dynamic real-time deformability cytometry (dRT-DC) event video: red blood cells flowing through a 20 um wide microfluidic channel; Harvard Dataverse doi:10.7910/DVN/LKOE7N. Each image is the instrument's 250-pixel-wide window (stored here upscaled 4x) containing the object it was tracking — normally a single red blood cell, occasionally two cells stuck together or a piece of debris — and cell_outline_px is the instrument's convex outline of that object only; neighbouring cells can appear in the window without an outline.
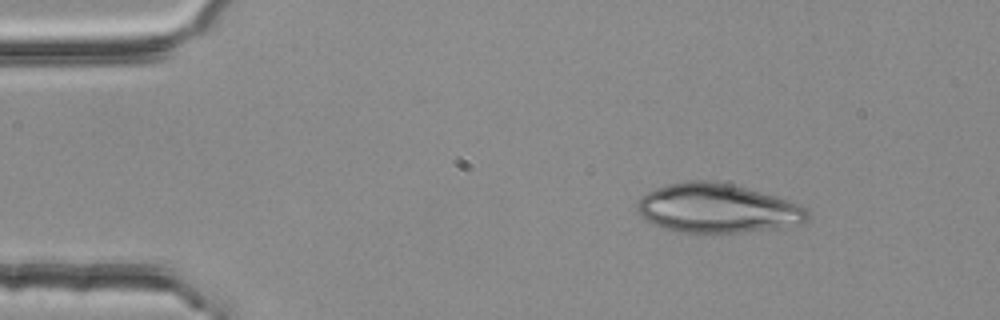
{"species": "common noctule bat (a hibernating species)", "species_latin": "Nyctalus noctula", "temperature_condition": "room temperature", "stored_images_in_passage": 3, "camera_frame_rate_fps": 3000, "um_per_image_px": 0.085, "animal": {"sex": "female", "body_mass_g": 25.1}, "frame": {"image": 1, "passage_image": 1, "time_ms": 0.0, "image_size_px": [1000, 320], "cell_outline_px": [[812, 220], [800, 224], [780, 228], [704, 236], [680, 232], [664, 228], [652, 224], [644, 220], [640, 216], [636, 208], [636, 204], [640, 196], [656, 188], [668, 184], [692, 180], [704, 180], [728, 184], [776, 196], [796, 204], [804, 208], [808, 212]], "centroid_in_image_um": [60.93, 17.76], "position_along_channel_um": 24.1, "area_um2": 49.48}}